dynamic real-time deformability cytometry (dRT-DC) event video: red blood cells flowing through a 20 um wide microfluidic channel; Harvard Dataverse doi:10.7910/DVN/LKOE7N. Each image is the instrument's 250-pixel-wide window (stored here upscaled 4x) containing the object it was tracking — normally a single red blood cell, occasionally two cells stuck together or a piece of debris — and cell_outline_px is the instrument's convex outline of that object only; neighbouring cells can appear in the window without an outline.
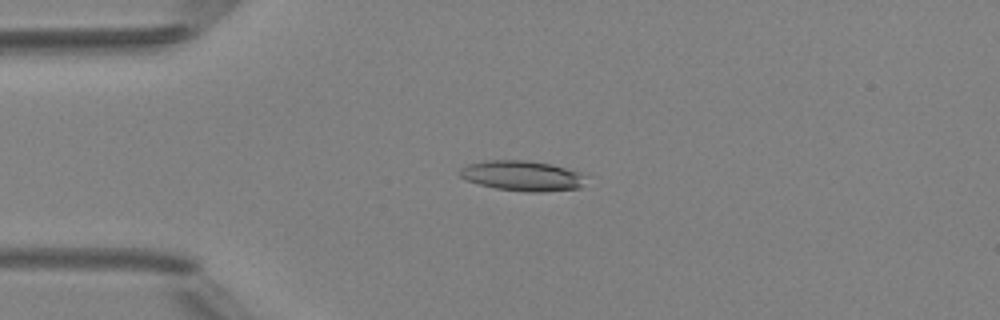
{"species": "Egyptian fruit bat (a non-hibernating species)", "species_latin": "Rousettus aegyptiacus", "temperature_condition": "room temperature", "stored_images_in_passage": 4, "camera_frame_rate_fps": 3000, "um_per_image_px": 0.085, "animal": {"sex": "female"}, "frame": {"image": 1, "passage_image": 2, "time_ms": 1.0, "image_size_px": [1000, 320], "cell_outline_px": [[588, 176], [580, 188], [540, 192], [528, 192], [496, 188], [480, 184], [468, 180], [460, 176], [460, 168], [468, 164], [488, 160], [528, 160], [552, 164], [580, 172]], "centroid_in_image_um": [44.44, 14.93], "position_along_channel_um": 40.6, "area_um2": 22.2}}
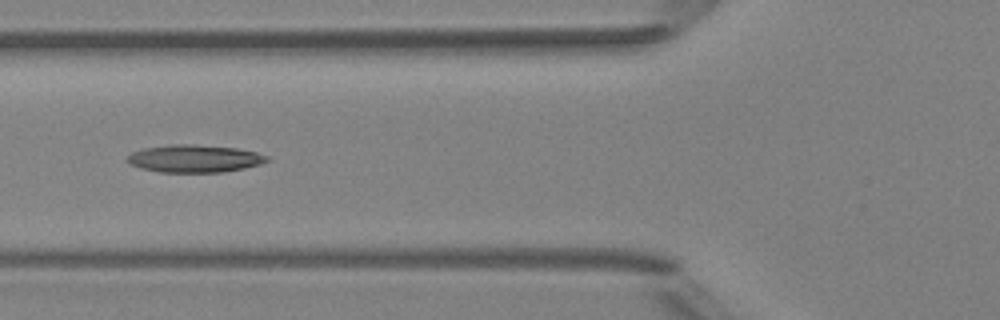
{"frame": {"image": 2, "passage_image": 4, "time_ms": 3.333, "image_size_px": [1000, 320], "cell_outline_px": [[268, 160], [260, 164], [244, 168], [224, 172], [160, 172], [140, 168], [128, 164], [124, 160], [132, 152], [144, 148], [172, 144], [192, 144], [236, 148], [256, 152], [268, 156]], "centroid_in_image_um": [16.48, 13.48], "position_along_channel_um": 109.3, "area_um2": 22.48}}